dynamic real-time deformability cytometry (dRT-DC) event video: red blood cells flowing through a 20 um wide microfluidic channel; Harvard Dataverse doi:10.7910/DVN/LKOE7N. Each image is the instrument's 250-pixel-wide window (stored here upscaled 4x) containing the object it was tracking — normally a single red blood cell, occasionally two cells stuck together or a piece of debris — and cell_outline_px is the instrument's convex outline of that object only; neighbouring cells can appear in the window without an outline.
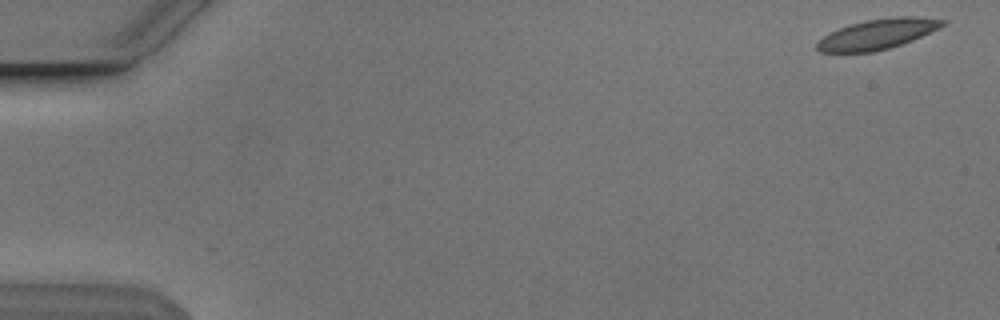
{"species": "Egyptian fruit bat (a non-hibernating species)", "species_latin": "Rousettus aegyptiacus", "temperature_condition": "cold", "stored_images_in_passage": 54, "camera_frame_rate_fps": 3000, "um_per_image_px": 0.085, "animal": {"sex": "male"}, "frame": {"image": 1, "passage_image": 1, "time_ms": 0.0, "image_size_px": [1000, 320], "cell_outline_px": [[948, 20], [940, 28], [912, 40], [888, 48], [872, 52], [820, 52], [816, 48], [816, 44], [824, 36], [848, 24], [864, 20], [896, 16], [916, 16]], "centroid_in_image_um": [74.61, 2.88], "position_along_channel_um": 10.4, "area_um2": 21.96}}
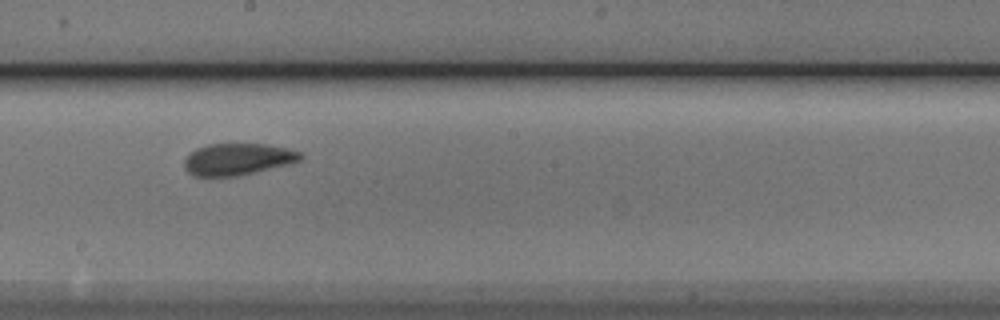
{"frame": {"image": 2, "passage_image": 30, "time_ms": 9.667, "image_size_px": [1000, 320], "cell_outline_px": [[304, 156], [300, 160], [288, 164], [236, 176], [196, 176], [188, 172], [184, 168], [184, 160], [188, 152], [196, 148], [208, 144], [264, 144], [288, 148], [300, 152]], "centroid_in_image_um": [20.17, 13.52], "position_along_channel_um": 228.0, "area_um2": 21.44}}
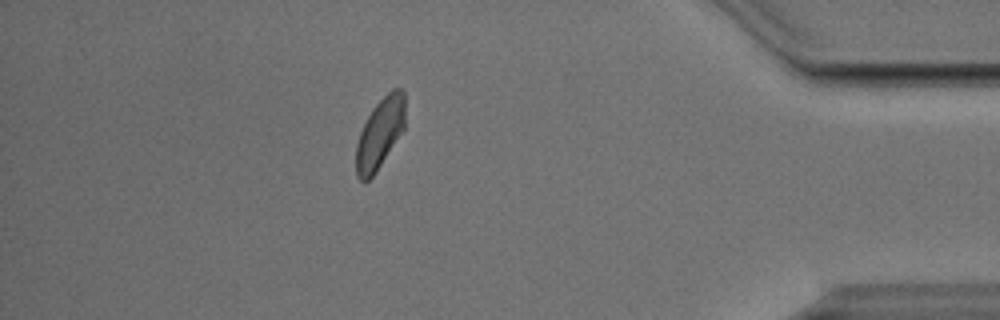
{"frame": {"image": 3, "passage_image": 47, "time_ms": 15.333, "image_size_px": [1000, 320], "cell_outline_px": [[404, 128], [376, 172], [368, 180], [360, 180], [356, 176], [356, 144], [360, 132], [372, 108], [392, 88], [400, 88], [404, 92]], "centroid_in_image_um": [32.28, 11.33], "position_along_channel_um": 402.9, "area_um2": 19.83}}